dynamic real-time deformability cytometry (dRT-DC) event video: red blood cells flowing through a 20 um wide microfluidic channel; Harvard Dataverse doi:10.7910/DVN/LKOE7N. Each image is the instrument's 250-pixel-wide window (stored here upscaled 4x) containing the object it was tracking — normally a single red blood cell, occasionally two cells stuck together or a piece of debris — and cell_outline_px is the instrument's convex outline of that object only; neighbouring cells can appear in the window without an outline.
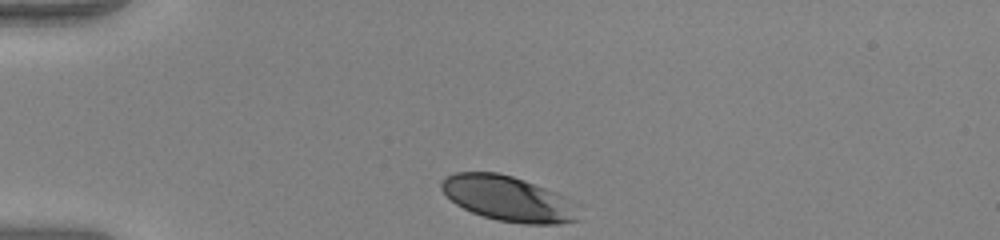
{"species": "human", "species_latin": "Homo sapiens", "temperature_condition": "warm", "stored_images_in_passage": 32, "camera_frame_rate_fps": 3000, "um_per_image_px": 0.085, "donor": {"sex": "female"}, "frame": {"image": 1, "passage_image": 1, "time_ms": 0.0, "image_size_px": [1000, 240], "cell_outline_px": [[580, 220], [560, 224], [524, 224], [496, 220], [472, 212], [456, 204], [440, 188], [440, 184], [448, 176], [456, 172], [496, 172], [512, 176], [524, 180], [568, 196], [580, 204]], "centroid_in_image_um": [43.32, 16.9], "position_along_channel_um": 41.7, "area_um2": 36.59}}
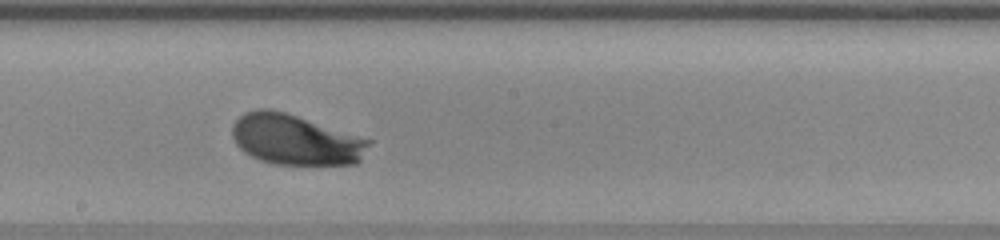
{"frame": {"image": 2, "passage_image": 18, "time_ms": 5.667, "image_size_px": [1000, 240], "cell_outline_px": [[372, 140], [360, 160], [356, 164], [272, 164], [260, 160], [244, 152], [236, 144], [232, 136], [232, 124], [244, 112], [256, 108], [268, 108], [284, 112]], "centroid_in_image_um": [25.07, 11.87], "position_along_channel_um": 223.1, "area_um2": 39.94}}
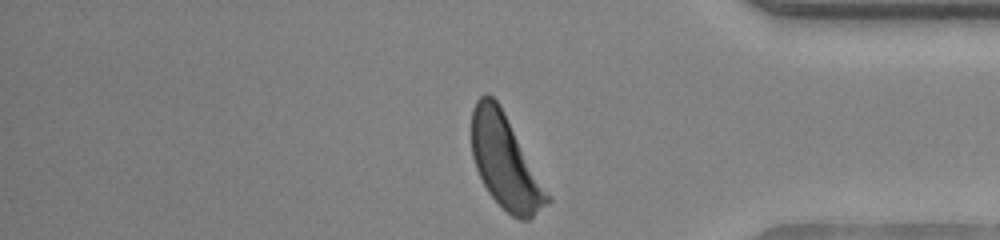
{"frame": {"image": 3, "passage_image": 32, "time_ms": 10.333, "image_size_px": [1000, 240], "cell_outline_px": [[552, 200], [548, 204], [528, 220], [520, 220], [512, 216], [488, 192], [476, 168], [472, 156], [472, 108], [476, 100], [484, 92], [488, 92], [500, 104], [552, 196]], "centroid_in_image_um": [42.97, 13.74], "position_along_channel_um": 392.2, "area_um2": 41.38}, "authors_computed_cell_mechanics": {"area_um2": 39.0728, "velocity_mm_per_s": 3.9452, "shape_relaxation_time_tau1_ms": 2.1077, "shape_relaxation_time_tau2_ms": null, "deformation_change_tau1": 0.1391, "deformation_change_tau2": null}}